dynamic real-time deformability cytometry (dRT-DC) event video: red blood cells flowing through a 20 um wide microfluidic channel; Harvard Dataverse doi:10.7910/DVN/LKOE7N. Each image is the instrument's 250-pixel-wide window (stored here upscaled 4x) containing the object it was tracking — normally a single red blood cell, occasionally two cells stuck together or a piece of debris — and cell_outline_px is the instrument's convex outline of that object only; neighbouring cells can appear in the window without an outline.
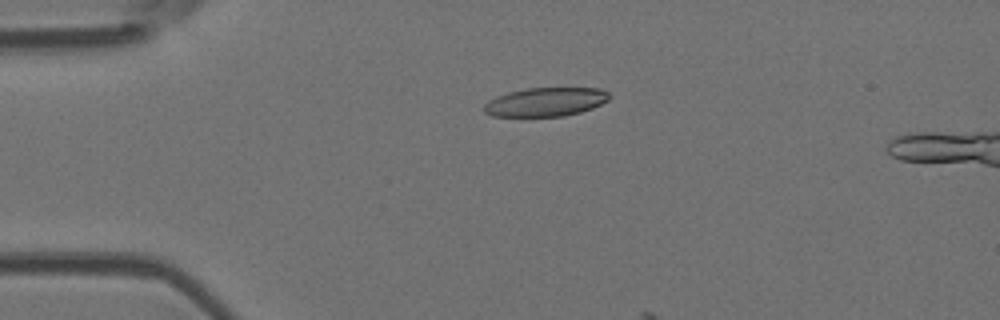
{"species": "Egyptian fruit bat (a non-hibernating species)", "species_latin": "Rousettus aegyptiacus", "temperature_condition": "room temperature", "stored_images_in_passage": 3, "camera_frame_rate_fps": 3000, "um_per_image_px": 0.085, "animal": {"sex": "female"}, "frame": {"image": 1, "passage_image": 2, "time_ms": 1.333, "image_size_px": [1000, 320], "cell_outline_px": [[612, 96], [608, 100], [592, 108], [580, 112], [564, 116], [492, 116], [484, 112], [484, 104], [488, 100], [496, 96], [508, 92], [524, 88], [600, 88], [608, 92]], "centroid_in_image_um": [46.37, 8.66], "position_along_channel_um": 38.6, "area_um2": 21.1}}